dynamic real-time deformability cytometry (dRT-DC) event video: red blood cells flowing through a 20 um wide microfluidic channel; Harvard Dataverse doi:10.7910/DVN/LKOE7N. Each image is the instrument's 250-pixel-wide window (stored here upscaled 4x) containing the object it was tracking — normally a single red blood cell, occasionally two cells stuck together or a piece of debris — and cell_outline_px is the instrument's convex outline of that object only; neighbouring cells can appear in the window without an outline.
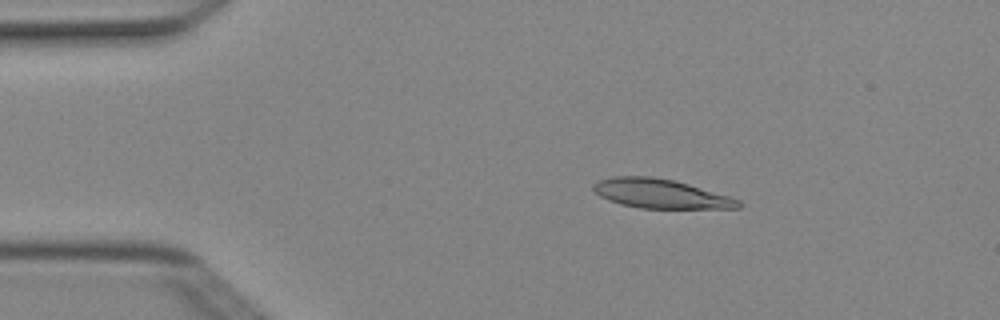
{"species": "Egyptian fruit bat (a non-hibernating species)", "species_latin": "Rousettus aegyptiacus", "temperature_condition": "cold", "stored_images_in_passage": 4, "camera_frame_rate_fps": 3000, "um_per_image_px": 0.085, "animal": {"sex": "female"}, "frame": {"image": 1, "passage_image": 1, "time_ms": 0.0, "image_size_px": [1000, 320], "cell_outline_px": [[744, 204], [740, 208], [640, 208], [620, 204], [608, 200], [600, 196], [592, 188], [592, 184], [596, 180], [612, 176], [652, 176], [672, 180], [688, 184], [728, 196], [740, 200]], "centroid_in_image_um": [56.11, 16.46], "position_along_channel_um": 28.9, "area_um2": 24.68}}
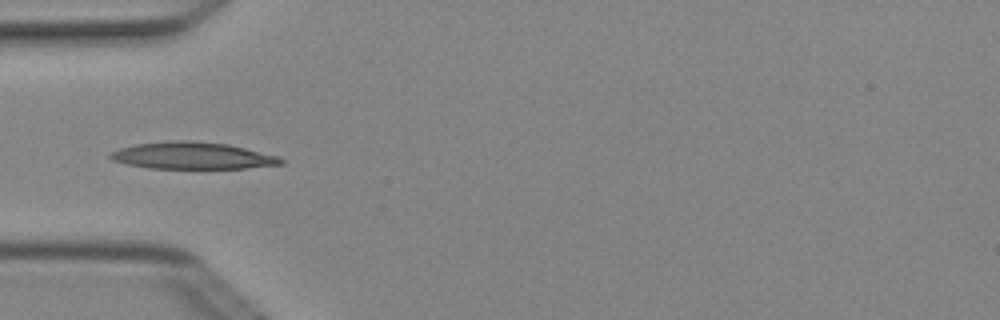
{"frame": {"image": 2, "passage_image": 3, "time_ms": 0.667, "image_size_px": [1000, 320], "cell_outline_px": [[284, 164], [248, 168], [148, 168], [124, 164], [112, 160], [108, 156], [112, 152], [120, 148], [136, 144], [180, 140], [188, 140], [228, 144], [280, 156], [284, 160]], "centroid_in_image_um": [16.38, 13.24], "position_along_channel_um": 68.6, "area_um2": 26.76}}
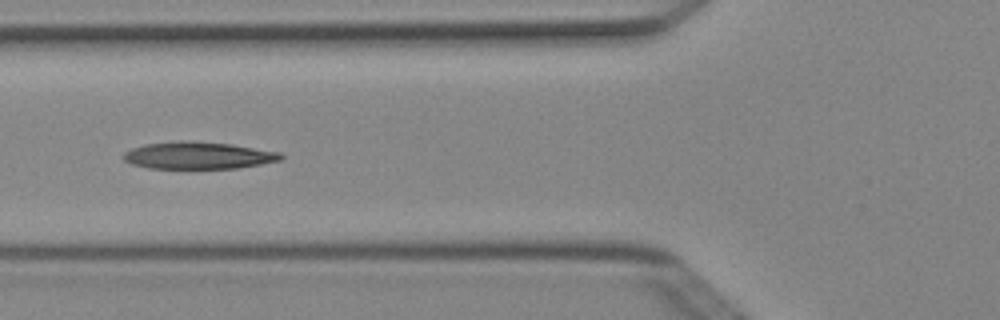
{"frame": {"image": 3, "passage_image": 4, "time_ms": 1.0, "image_size_px": [1000, 320], "cell_outline_px": [[284, 156], [280, 160], [260, 164], [236, 168], [148, 168], [132, 164], [124, 160], [124, 152], [132, 148], [144, 144], [180, 140], [232, 144], [280, 152]], "centroid_in_image_um": [16.84, 13.2], "position_along_channel_um": 109.0, "area_um2": 24.74}}